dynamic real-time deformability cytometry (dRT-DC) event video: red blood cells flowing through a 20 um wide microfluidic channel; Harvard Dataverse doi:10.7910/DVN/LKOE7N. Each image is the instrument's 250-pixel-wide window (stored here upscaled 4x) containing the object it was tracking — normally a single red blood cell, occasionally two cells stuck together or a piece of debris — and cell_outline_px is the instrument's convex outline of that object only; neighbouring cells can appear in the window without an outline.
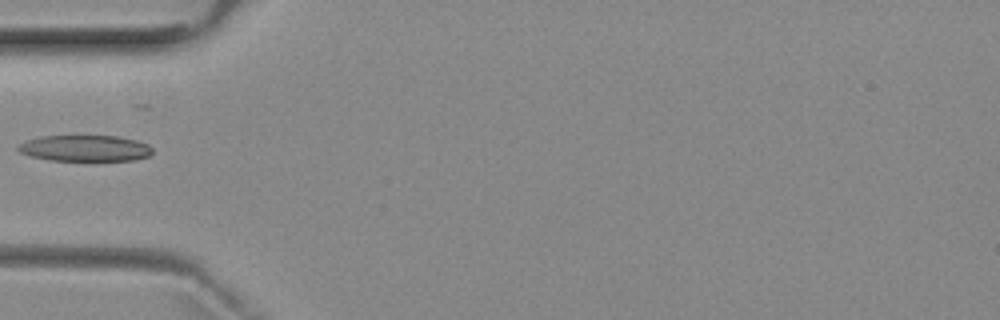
{"species": "common noctule bat (a hibernating species)", "species_latin": "Nyctalus noctula", "temperature_condition": "room temperature", "stored_images_in_passage": 3, "camera_frame_rate_fps": 3000, "um_per_image_px": 0.085, "animal": {"sex": "female", "body_mass_g": 29.2, "forearm_length_mm": 56.3}, "frame": {"image": 1, "passage_image": 3, "time_ms": 3.333, "image_size_px": [1000, 320], "cell_outline_px": [[152, 152], [148, 156], [136, 160], [52, 160], [32, 156], [20, 152], [16, 148], [20, 144], [28, 140], [40, 136], [120, 136], [136, 140], [148, 144], [152, 148]], "centroid_in_image_um": [7.26, 12.59], "position_along_channel_um": 77.7, "area_um2": 20.29}}